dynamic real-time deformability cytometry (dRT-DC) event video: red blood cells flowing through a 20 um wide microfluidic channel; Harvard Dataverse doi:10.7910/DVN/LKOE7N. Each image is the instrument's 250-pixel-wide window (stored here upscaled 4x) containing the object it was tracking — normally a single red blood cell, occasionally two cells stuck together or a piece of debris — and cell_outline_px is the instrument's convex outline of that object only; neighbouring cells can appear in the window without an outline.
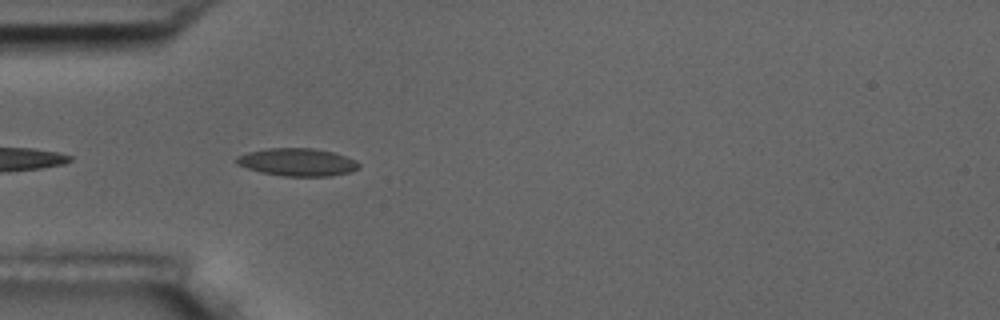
{"species": "common noctule bat (a hibernating species)", "species_latin": "Nyctalus noctula", "temperature_condition": "room temperature", "stored_images_in_passage": 8, "camera_frame_rate_fps": 3000, "um_per_image_px": 0.085, "animal": {"sex": "male", "body_mass_g": 17.5, "forearm_length_mm": 52.3}, "frame": {"image": 1, "passage_image": 7, "time_ms": 7.0, "image_size_px": [1000, 320], "cell_outline_px": [[360, 168], [352, 172], [332, 176], [284, 176], [260, 172], [236, 164], [236, 156], [248, 152], [268, 148], [312, 148], [332, 152], [356, 160], [360, 164]], "centroid_in_image_um": [25.29, 13.79], "position_along_channel_um": 59.7, "area_um2": 19.83}}